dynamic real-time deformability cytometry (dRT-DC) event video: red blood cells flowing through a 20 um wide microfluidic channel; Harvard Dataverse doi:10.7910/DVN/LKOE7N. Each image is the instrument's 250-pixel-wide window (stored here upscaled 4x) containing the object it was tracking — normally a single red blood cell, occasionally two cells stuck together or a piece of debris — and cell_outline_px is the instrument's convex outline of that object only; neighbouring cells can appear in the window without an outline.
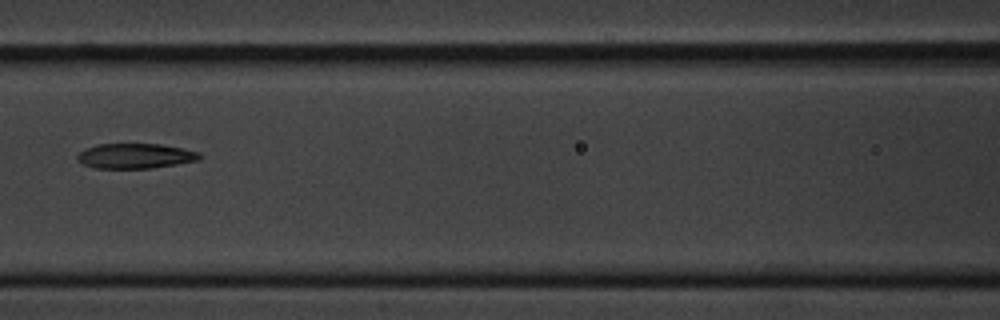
{"species": "common noctule bat (a hibernating species)", "species_latin": "Nyctalus noctula", "temperature_condition": "cold", "stored_images_in_passage": 12, "camera_frame_rate_fps": 3000, "um_per_image_px": 0.085, "animal": {"sex": "male", "body_mass_g": 20.1, "forearm_length_mm": 53.5}, "frame": {"image": 1, "passage_image": 3, "time_ms": 2.333, "image_size_px": [1000, 320], "cell_outline_px": [[204, 156], [200, 160], [152, 168], [96, 168], [84, 164], [76, 160], [76, 156], [80, 152], [96, 144], [160, 144], [184, 148], [200, 152]], "centroid_in_image_um": [11.55, 13.25], "position_along_channel_um": 155.0, "area_um2": 17.92}}
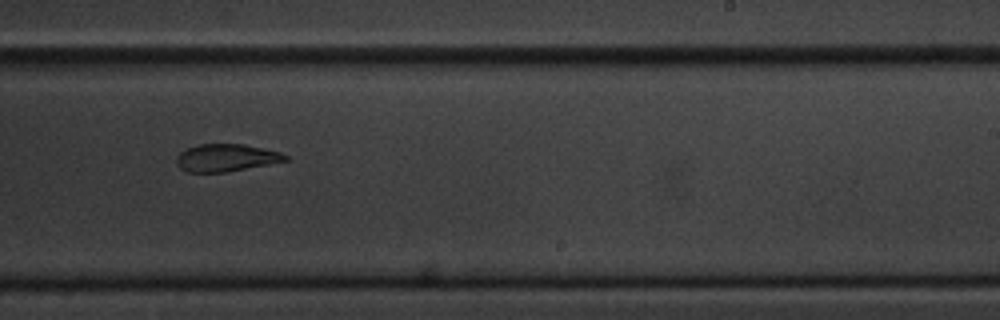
{"frame": {"image": 2, "passage_image": 6, "time_ms": 5.667, "image_size_px": [1000, 320], "cell_outline_px": [[288, 160], [268, 164], [224, 172], [188, 172], [180, 168], [176, 164], [176, 156], [180, 152], [188, 148], [200, 144], [244, 144], [280, 152], [288, 156]], "centroid_in_image_um": [19.19, 13.4], "position_along_channel_um": 269.8, "area_um2": 17.22}}
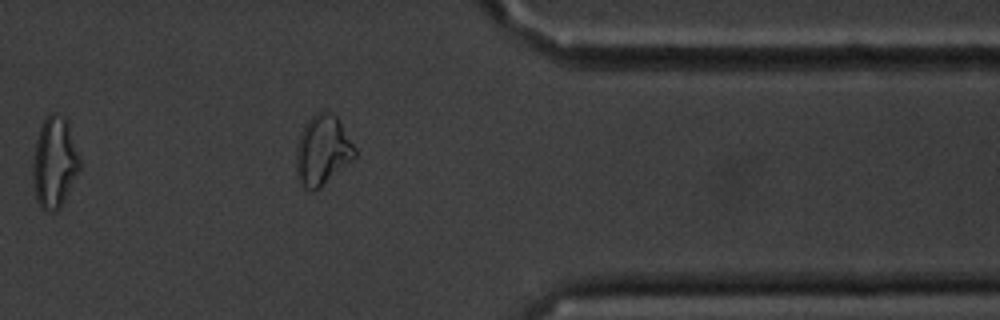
{"frame": {"image": 3, "passage_image": 9, "time_ms": 9.333, "image_size_px": [1000, 320], "cell_outline_px": [[80, 168], [60, 208], [56, 212], [48, 212], [40, 204], [36, 196], [32, 172], [32, 164], [36, 144], [40, 128], [44, 120], [52, 112], [64, 116], [68, 120], [80, 160]], "centroid_in_image_um": [4.64, 13.79], "position_along_channel_um": 406.8, "area_um2": 24.51}}